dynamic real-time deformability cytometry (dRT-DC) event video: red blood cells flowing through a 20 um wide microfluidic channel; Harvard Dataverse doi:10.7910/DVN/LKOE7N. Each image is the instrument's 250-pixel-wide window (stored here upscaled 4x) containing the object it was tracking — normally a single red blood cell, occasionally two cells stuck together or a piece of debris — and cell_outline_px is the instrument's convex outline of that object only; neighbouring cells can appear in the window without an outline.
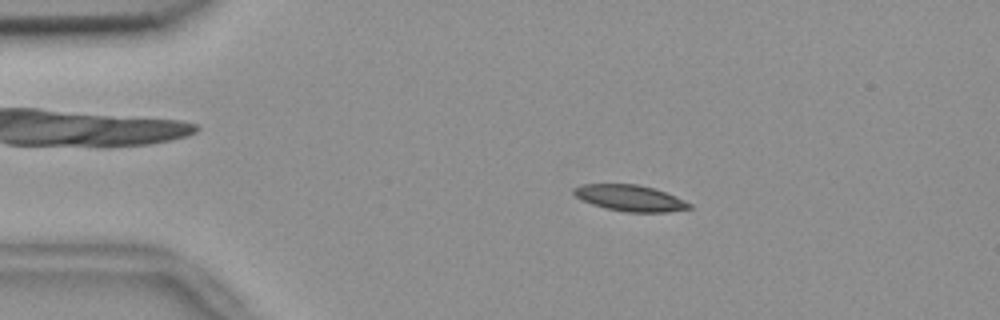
{"species": "common noctule bat (a hibernating species)", "species_latin": "Nyctalus noctula", "temperature_condition": "room temperature", "stored_images_in_passage": 55, "camera_frame_rate_fps": 3000, "um_per_image_px": 0.085, "animal": {"sex": "female", "body_mass_g": 18.4}, "frame": {"image": 1, "passage_image": 10, "time_ms": 3.0, "image_size_px": [1000, 320], "cell_outline_px": [[696, 208], [668, 212], [624, 212], [604, 208], [592, 204], [576, 196], [572, 192], [572, 188], [584, 184], [636, 184], [652, 188], [664, 192], [692, 204]], "centroid_in_image_um": [53.56, 16.85], "position_along_channel_um": 31.4, "area_um2": 17.57}}
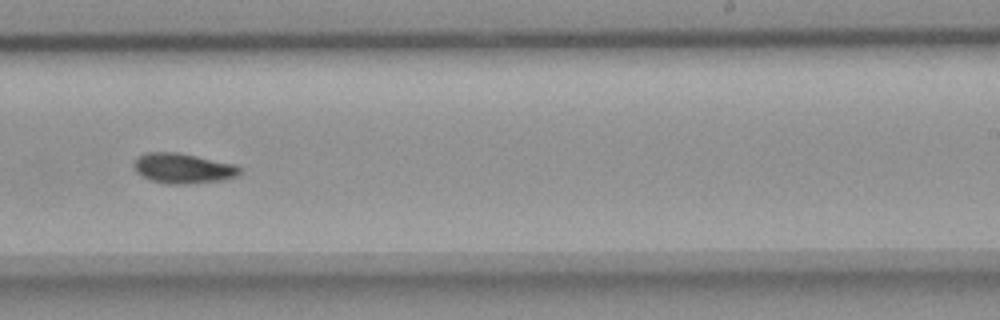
{"frame": {"image": 2, "passage_image": 34, "time_ms": 11.0, "image_size_px": [1000, 320], "cell_outline_px": [[240, 176], [224, 180], [188, 184], [164, 184], [152, 180], [136, 172], [132, 164], [136, 156], [144, 152], [176, 152], [236, 164], [240, 168]], "centroid_in_image_um": [15.55, 14.31], "position_along_channel_um": 273.5, "area_um2": 18.84}}
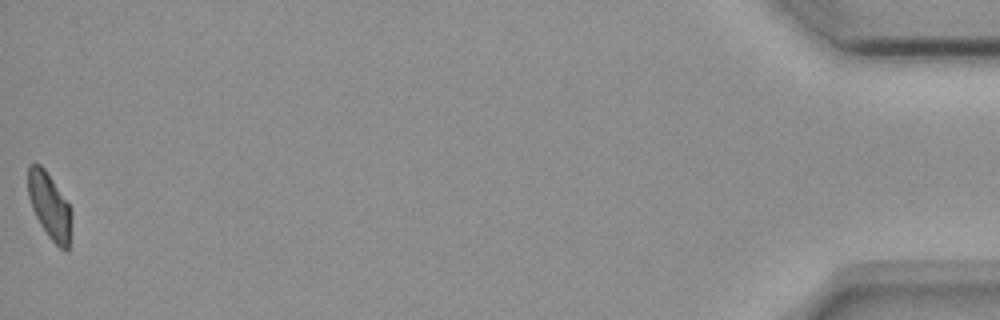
{"frame": {"image": 3, "passage_image": 55, "time_ms": 18.0, "image_size_px": [1000, 320], "cell_outline_px": [[72, 216], [68, 252], [64, 252], [48, 236], [40, 224], [32, 208], [28, 196], [28, 164], [40, 164], [44, 168], [68, 204]], "centroid_in_image_um": [4.21, 17.54], "position_along_channel_um": 431.0, "area_um2": 16.53}, "authors_computed_cell_mechanics": {"area_um2": 17.6868, "velocity_mm_per_s": 3.6453, "shape_relaxation_time_tau1_ms": 8.9587, "shape_relaxation_time_tau2_ms": null, "deformation_change_tau1": 0.1739, "deformation_change_tau2": null}}